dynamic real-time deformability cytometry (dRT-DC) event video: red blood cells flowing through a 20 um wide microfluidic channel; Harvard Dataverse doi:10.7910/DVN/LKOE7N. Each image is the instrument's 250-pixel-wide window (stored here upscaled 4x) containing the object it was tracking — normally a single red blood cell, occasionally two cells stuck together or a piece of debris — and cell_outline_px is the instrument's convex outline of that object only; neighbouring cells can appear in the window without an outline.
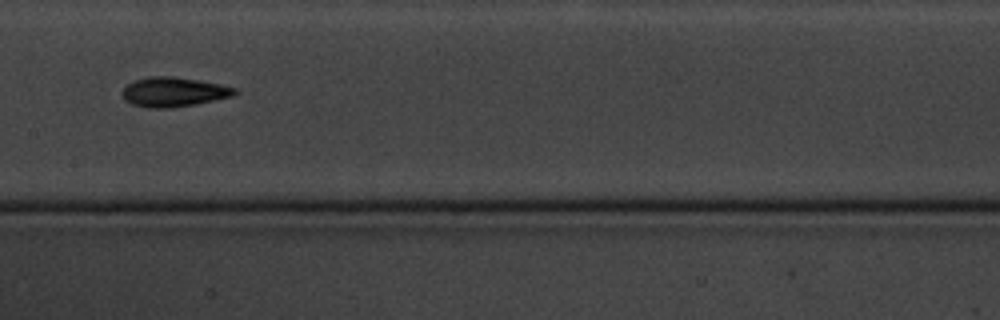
{"species": "common noctule bat (a hibernating species)", "species_latin": "Nyctalus noctula", "temperature_condition": "cold", "stored_images_in_passage": 11, "camera_frame_rate_fps": 3000, "um_per_image_px": 0.085, "animal": {"sex": "male", "body_mass_g": 20.1, "forearm_length_mm": 53.5}, "frame": {"image": 1, "passage_image": 5, "time_ms": 4.667, "image_size_px": [1000, 320], "cell_outline_px": [[236, 92], [232, 96], [192, 104], [168, 108], [148, 108], [132, 104], [124, 100], [120, 92], [132, 80], [148, 76], [172, 76], [220, 84], [236, 88]], "centroid_in_image_um": [14.67, 7.8], "position_along_channel_um": 192.7, "area_um2": 19.19}}
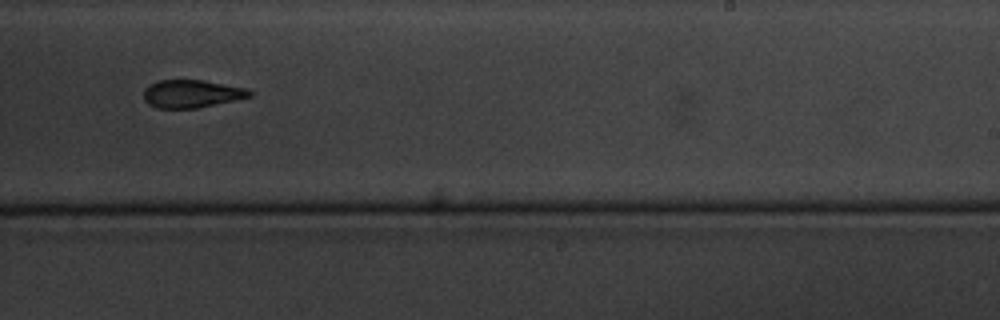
{"frame": {"image": 2, "passage_image": 7, "time_ms": 7.0, "image_size_px": [1000, 320], "cell_outline_px": [[252, 96], [196, 108], [156, 108], [148, 104], [144, 100], [144, 88], [148, 84], [160, 80], [200, 80], [244, 88], [252, 92]], "centroid_in_image_um": [16.21, 7.97], "position_along_channel_um": 272.8, "area_um2": 16.94}}
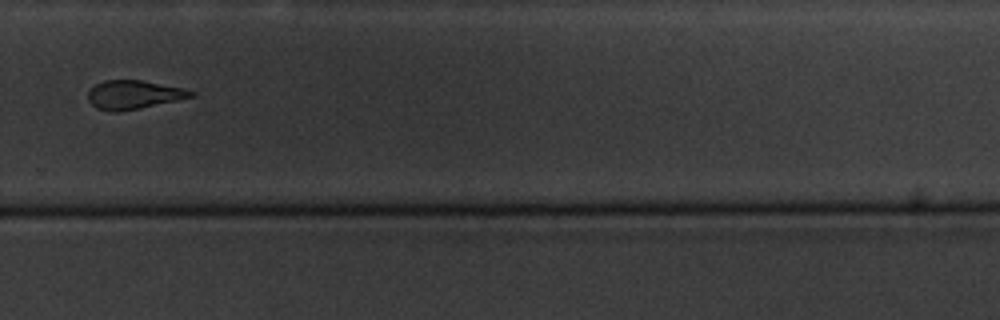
{"frame": {"image": 3, "passage_image": 8, "time_ms": 8.333, "image_size_px": [1000, 320], "cell_outline_px": [[196, 96], [140, 108], [96, 108], [88, 100], [88, 92], [96, 84], [104, 80], [140, 80], [184, 88], [196, 92]], "centroid_in_image_um": [11.44, 8.0], "position_along_channel_um": 318.4, "area_um2": 16.47}, "authors_computed_cell_mechanics": {"area_um2": 19.1896, "velocity_mm_per_s": 3.436, "shape_relaxation_time_tau1_ms": 2.2442, "shape_relaxation_time_tau2_ms": 3.785, "deformation_change_tau1": 0.2284, "deformation_change_tau2": 0.1062}}